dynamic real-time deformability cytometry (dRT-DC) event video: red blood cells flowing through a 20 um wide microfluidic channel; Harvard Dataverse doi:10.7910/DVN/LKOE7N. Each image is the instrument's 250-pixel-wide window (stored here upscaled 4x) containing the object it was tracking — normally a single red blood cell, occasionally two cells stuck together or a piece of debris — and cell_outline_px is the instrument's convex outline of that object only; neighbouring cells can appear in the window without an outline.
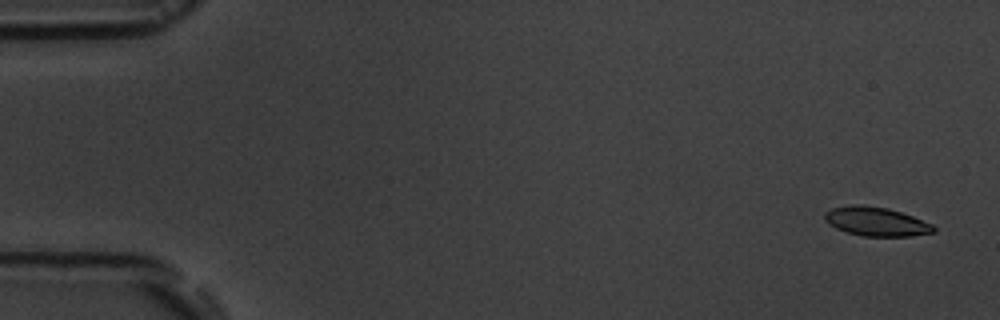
{"species": "common noctule bat (a hibernating species)", "species_latin": "Nyctalus noctula", "temperature_condition": "room temperature", "stored_images_in_passage": 6, "camera_frame_rate_fps": 3000, "um_per_image_px": 0.085, "animal": {"sex": "male", "body_mass_g": 19.5, "forearm_length_mm": 54.6}, "frame": {"image": 1, "passage_image": 1, "time_ms": 0.0, "image_size_px": [1000, 320], "cell_outline_px": [[936, 232], [912, 236], [864, 236], [848, 232], [836, 228], [828, 224], [824, 220], [824, 212], [832, 208], [852, 204], [860, 204], [888, 208], [912, 216], [932, 224], [936, 228]], "centroid_in_image_um": [74.46, 18.82], "position_along_channel_um": 10.5, "area_um2": 18.44}}
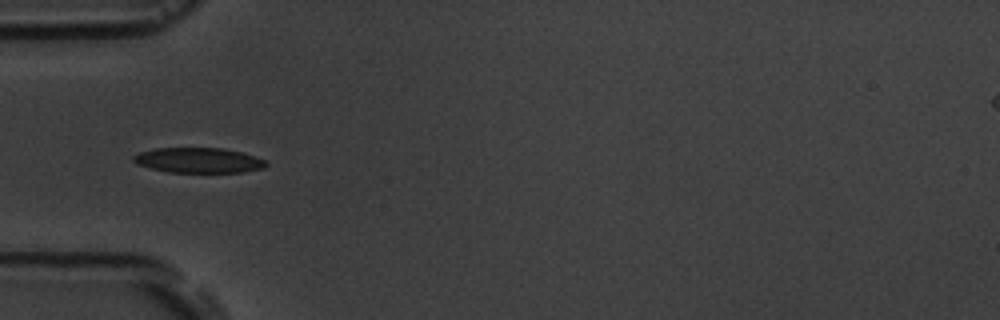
{"frame": {"image": 2, "passage_image": 5, "time_ms": 5.333, "image_size_px": [1000, 320], "cell_outline_px": [[268, 164], [264, 168], [240, 172], [168, 172], [136, 164], [132, 160], [132, 156], [140, 152], [156, 148], [224, 148], [240, 152], [268, 160]], "centroid_in_image_um": [16.88, 13.62], "position_along_channel_um": 68.1, "area_um2": 19.42}}
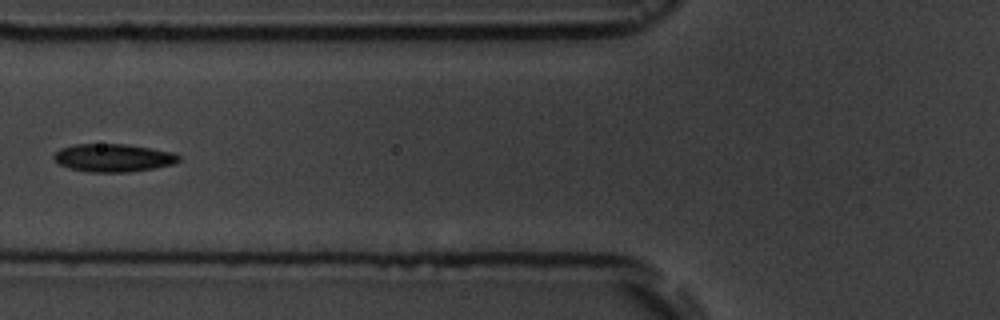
{"frame": {"image": 3, "passage_image": 6, "time_ms": 6.667, "image_size_px": [1000, 320], "cell_outline_px": [[180, 160], [172, 164], [152, 168], [128, 172], [92, 172], [68, 168], [60, 164], [52, 156], [60, 148], [76, 144], [124, 144], [172, 152], [180, 156]], "centroid_in_image_um": [9.6, 13.41], "position_along_channel_um": 116.2, "area_um2": 20.06}}